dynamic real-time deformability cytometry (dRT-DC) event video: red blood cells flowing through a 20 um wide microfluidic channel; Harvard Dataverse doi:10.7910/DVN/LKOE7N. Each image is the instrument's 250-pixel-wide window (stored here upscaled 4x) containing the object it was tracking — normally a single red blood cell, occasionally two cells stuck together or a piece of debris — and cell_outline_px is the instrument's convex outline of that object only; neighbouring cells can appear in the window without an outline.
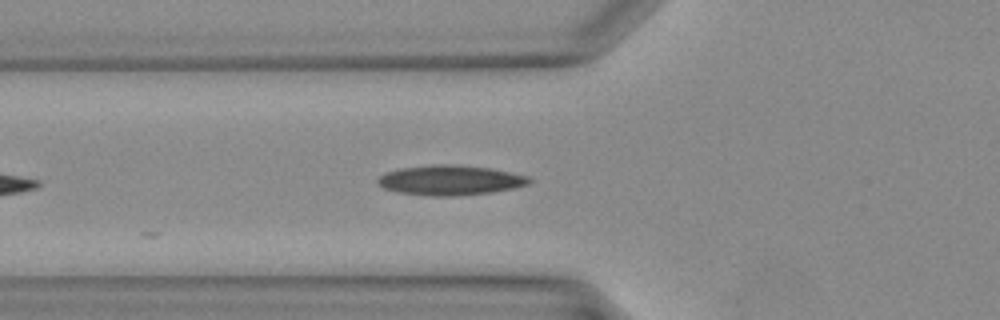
{"species": "Egyptian fruit bat (a non-hibernating species)", "species_latin": "Rousettus aegyptiacus", "temperature_condition": "warm", "stored_images_in_passage": 17, "camera_frame_rate_fps": 3000, "um_per_image_px": 0.085, "animal": {"sex": "female"}, "frame": {"image": 1, "passage_image": 2, "time_ms": 0.333, "image_size_px": [1000, 320], "cell_outline_px": [[532, 180], [528, 184], [512, 188], [488, 192], [456, 196], [432, 196], [400, 192], [384, 188], [376, 180], [380, 176], [388, 172], [400, 168], [440, 164], [448, 164], [492, 168], [528, 176]], "centroid_in_image_um": [38.28, 15.31], "position_along_channel_um": 87.5, "area_um2": 25.95}}
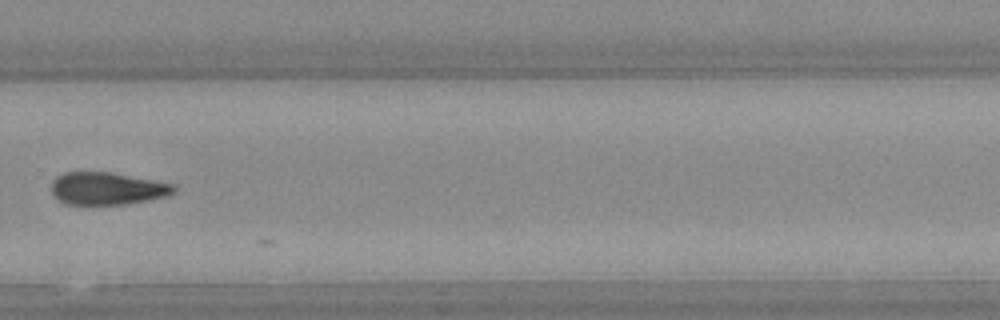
{"frame": {"image": 2, "passage_image": 15, "time_ms": 4.667, "image_size_px": [1000, 320], "cell_outline_px": [[176, 192], [168, 196], [148, 200], [124, 204], [64, 204], [52, 192], [52, 180], [56, 176], [64, 172], [108, 172], [176, 184]], "centroid_in_image_um": [9.14, 16.02], "position_along_channel_um": 320.7, "area_um2": 23.12}}